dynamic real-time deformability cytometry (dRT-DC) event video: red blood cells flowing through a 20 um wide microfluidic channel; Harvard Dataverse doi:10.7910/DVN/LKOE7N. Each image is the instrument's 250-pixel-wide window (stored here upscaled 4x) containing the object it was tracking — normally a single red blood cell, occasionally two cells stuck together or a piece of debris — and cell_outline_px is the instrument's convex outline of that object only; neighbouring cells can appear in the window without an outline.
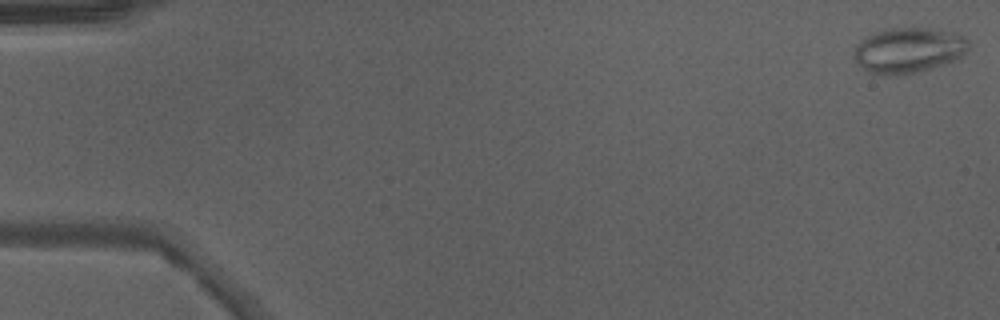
{"species": "Egyptian fruit bat (a non-hibernating species)", "species_latin": "Rousettus aegyptiacus", "temperature_condition": "warm", "stored_images_in_passage": 49, "camera_frame_rate_fps": 3000, "um_per_image_px": 0.085, "animal": {"sex": "male"}, "frame": {"image": 1, "passage_image": 1, "time_ms": 0.0, "image_size_px": [1000, 320], "cell_outline_px": [[968, 48], [960, 60], [904, 76], [884, 76], [868, 72], [856, 64], [852, 56], [856, 44], [868, 36], [876, 32], [892, 28], [924, 28], [956, 32], [964, 36], [968, 40]], "centroid_in_image_um": [77.22, 4.31], "position_along_channel_um": 7.8, "area_um2": 30.98}}
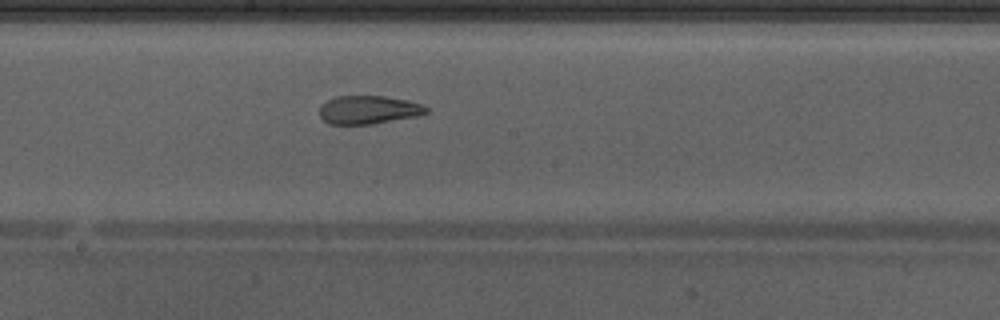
{"frame": {"image": 2, "passage_image": 27, "time_ms": 8.667, "image_size_px": [1000, 320], "cell_outline_px": [[428, 112], [416, 116], [372, 124], [328, 124], [320, 116], [320, 104], [336, 96], [384, 96], [408, 100], [420, 104], [428, 108]], "centroid_in_image_um": [31.3, 9.33], "position_along_channel_um": 216.9, "area_um2": 17.57}, "authors_computed_cell_mechanics": {"area_um2": 22.831, "velocity_mm_per_s": 4.2879, "shape_relaxation_time_tau1_ms": null, "shape_relaxation_time_tau2_ms": 0.8773, "deformation_change_tau1": null, "deformation_change_tau2": 0.081}}